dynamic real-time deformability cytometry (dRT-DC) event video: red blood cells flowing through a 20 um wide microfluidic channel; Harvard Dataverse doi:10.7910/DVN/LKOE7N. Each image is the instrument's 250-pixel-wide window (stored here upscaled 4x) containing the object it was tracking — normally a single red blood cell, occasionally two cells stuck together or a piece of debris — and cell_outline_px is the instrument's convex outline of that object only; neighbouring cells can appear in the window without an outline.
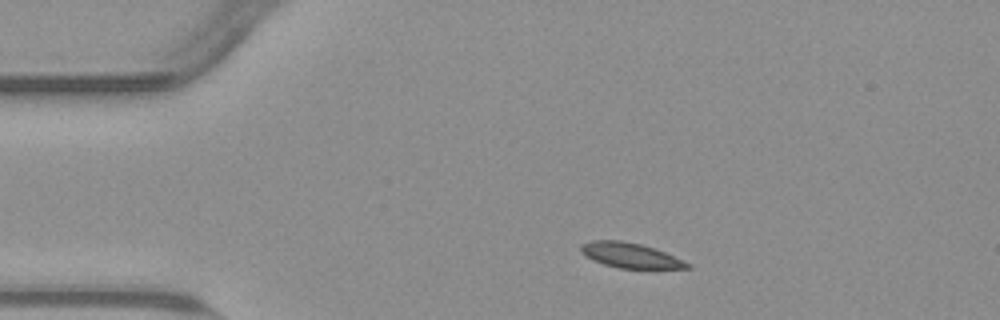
{"species": "common noctule bat (a hibernating species)", "species_latin": "Nyctalus noctula", "temperature_condition": "warm", "stored_images_in_passage": 45, "camera_frame_rate_fps": 3000, "um_per_image_px": 0.085, "animal": {"sex": "male", "body_mass_g": 23.1, "forearm_length_mm": 52.7}, "frame": {"image": 1, "passage_image": 1, "time_ms": 0.0, "image_size_px": [1000, 320], "cell_outline_px": [[692, 268], [620, 268], [604, 264], [592, 260], [580, 252], [580, 244], [592, 240], [620, 240], [640, 244], [656, 248], [684, 260], [692, 264]], "centroid_in_image_um": [53.58, 21.69], "position_along_channel_um": 31.4, "area_um2": 15.61}}
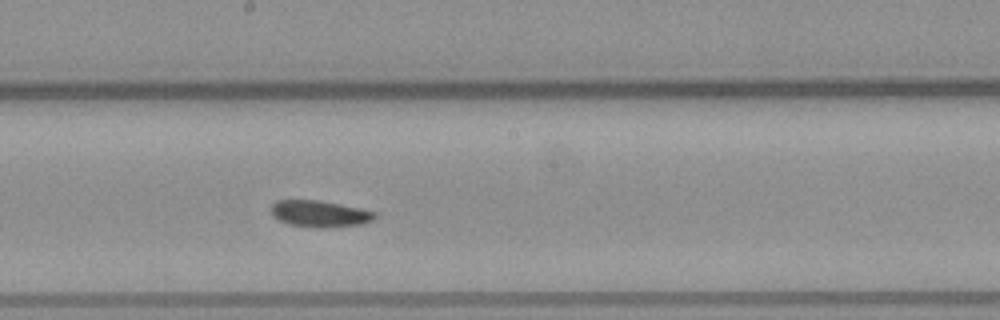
{"frame": {"image": 2, "passage_image": 20, "time_ms": 6.333, "image_size_px": [1000, 320], "cell_outline_px": [[376, 216], [372, 220], [364, 224], [324, 228], [316, 228], [288, 224], [272, 216], [272, 204], [276, 200], [316, 200], [340, 204], [360, 208], [376, 212]], "centroid_in_image_um": [27.18, 18.17], "position_along_channel_um": 221.0, "area_um2": 16.07}}
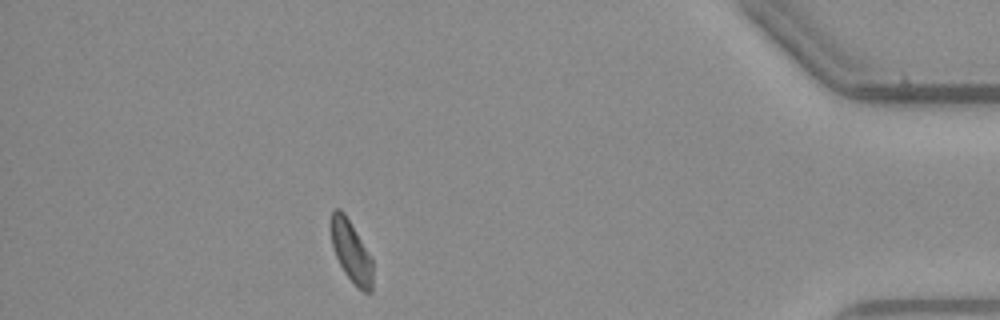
{"frame": {"image": 3, "passage_image": 39, "time_ms": 12.667, "image_size_px": [1000, 320], "cell_outline_px": [[372, 292], [364, 292], [344, 272], [332, 248], [328, 224], [332, 208], [340, 208], [344, 212], [372, 260]], "centroid_in_image_um": [29.77, 21.29], "position_along_channel_um": 405.4, "area_um2": 14.91}, "authors_computed_cell_mechanics": {"area_um2": 15.895, "velocity_mm_per_s": 3.7602, "shape_relaxation_time_tau1_ms": 9.4438, "shape_relaxation_time_tau2_ms": null, "deformation_change_tau1": 0.1238, "deformation_change_tau2": null}}